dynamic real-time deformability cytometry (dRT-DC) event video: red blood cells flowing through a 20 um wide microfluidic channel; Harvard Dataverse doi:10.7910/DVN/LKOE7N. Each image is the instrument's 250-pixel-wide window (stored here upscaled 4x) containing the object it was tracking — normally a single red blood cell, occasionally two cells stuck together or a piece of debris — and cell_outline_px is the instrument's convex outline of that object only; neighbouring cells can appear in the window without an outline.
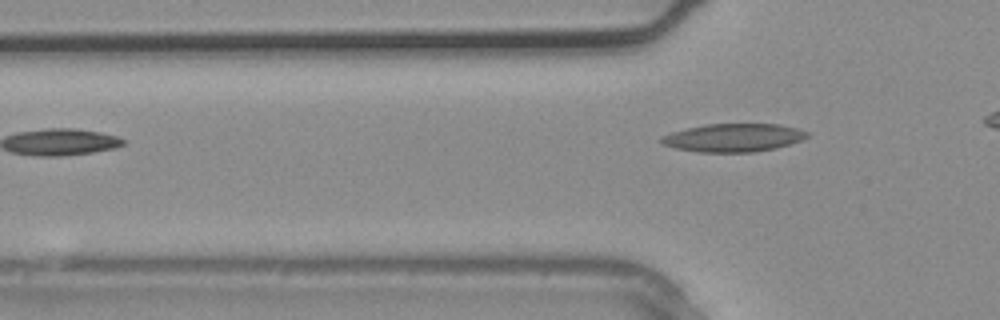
{"species": "common noctule bat (a hibernating species)", "species_latin": "Nyctalus noctula", "temperature_condition": "warm", "stored_images_in_passage": 4, "camera_frame_rate_fps": 3000, "um_per_image_px": 0.085, "animal": {"sex": "male", "body_mass_g": 20.4}, "frame": {"image": 1, "passage_image": 2, "time_ms": 0.333, "image_size_px": [1000, 320], "cell_outline_px": [[808, 136], [800, 140], [776, 148], [752, 152], [700, 152], [676, 148], [664, 144], [660, 140], [660, 136], [672, 132], [704, 124], [780, 124], [796, 128], [808, 132]], "centroid_in_image_um": [62.33, 11.7], "position_along_channel_um": 63.5, "area_um2": 23.7}}